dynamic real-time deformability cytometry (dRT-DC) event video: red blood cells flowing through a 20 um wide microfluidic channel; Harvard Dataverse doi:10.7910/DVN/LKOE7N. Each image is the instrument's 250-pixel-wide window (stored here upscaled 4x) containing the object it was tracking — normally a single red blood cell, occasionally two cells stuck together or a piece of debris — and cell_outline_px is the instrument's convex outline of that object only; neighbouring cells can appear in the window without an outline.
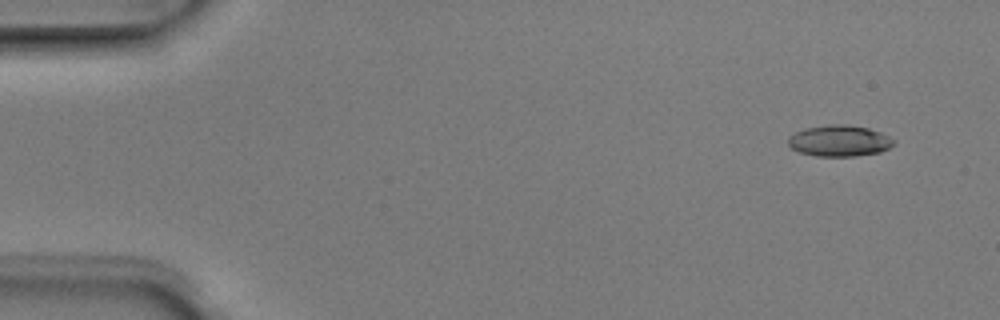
{"species": "Egyptian fruit bat (a non-hibernating species)", "species_latin": "Rousettus aegyptiacus", "temperature_condition": "room temperature", "stored_images_in_passage": 4, "camera_frame_rate_fps": 3000, "um_per_image_px": 0.085, "animal": {"sex": "male"}, "frame": {"image": 1, "passage_image": 1, "time_ms": 0.0, "image_size_px": [1000, 320], "cell_outline_px": [[896, 144], [880, 152], [856, 156], [816, 156], [800, 152], [792, 148], [788, 144], [788, 136], [804, 128], [828, 124], [848, 124], [868, 128], [880, 132], [896, 140]], "centroid_in_image_um": [71.36, 11.96], "position_along_channel_um": 13.6, "area_um2": 19.36}}
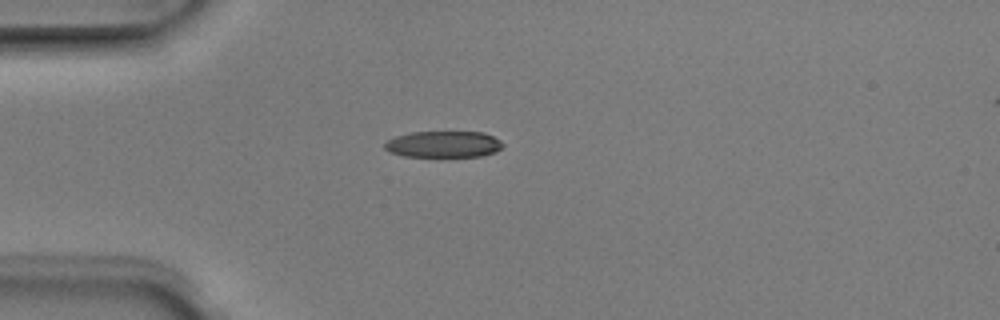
{"frame": {"image": 2, "passage_image": 4, "time_ms": 1.0, "image_size_px": [1000, 320], "cell_outline_px": [[504, 144], [496, 152], [480, 156], [404, 156], [392, 152], [384, 148], [384, 144], [388, 140], [396, 136], [412, 132], [484, 132], [500, 140]], "centroid_in_image_um": [37.72, 12.25], "position_along_channel_um": 47.3, "area_um2": 17.98}}